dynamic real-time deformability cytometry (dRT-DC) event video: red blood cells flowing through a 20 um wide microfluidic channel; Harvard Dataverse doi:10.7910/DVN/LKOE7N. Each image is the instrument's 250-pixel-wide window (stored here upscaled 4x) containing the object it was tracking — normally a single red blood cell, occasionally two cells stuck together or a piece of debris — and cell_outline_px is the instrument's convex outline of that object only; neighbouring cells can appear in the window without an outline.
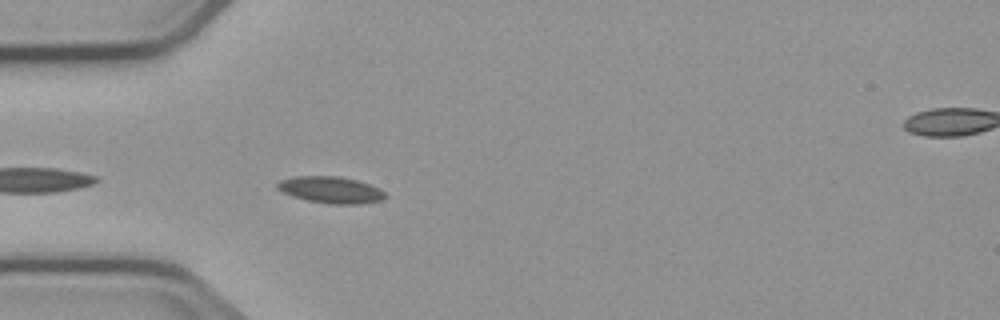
{"species": "common noctule bat (a hibernating species)", "species_latin": "Nyctalus noctula", "temperature_condition": "cold", "stored_images_in_passage": 6, "segment_of_instrument_passage": [1, 2], "camera_frame_rate_fps": 3000, "um_per_image_px": 0.085, "animal": {"sex": "male", "body_mass_g": 23.1, "forearm_length_mm": 52.7}, "frame": {"image": 1, "passage_image": 5, "time_ms": 4.667, "image_size_px": [1000, 320], "cell_outline_px": [[388, 196], [380, 200], [360, 204], [328, 204], [308, 200], [292, 196], [276, 188], [276, 184], [280, 180], [296, 176], [336, 176], [356, 180], [368, 184], [384, 192]], "centroid_in_image_um": [28.09, 16.14], "position_along_channel_um": 56.9, "area_um2": 16.53}}